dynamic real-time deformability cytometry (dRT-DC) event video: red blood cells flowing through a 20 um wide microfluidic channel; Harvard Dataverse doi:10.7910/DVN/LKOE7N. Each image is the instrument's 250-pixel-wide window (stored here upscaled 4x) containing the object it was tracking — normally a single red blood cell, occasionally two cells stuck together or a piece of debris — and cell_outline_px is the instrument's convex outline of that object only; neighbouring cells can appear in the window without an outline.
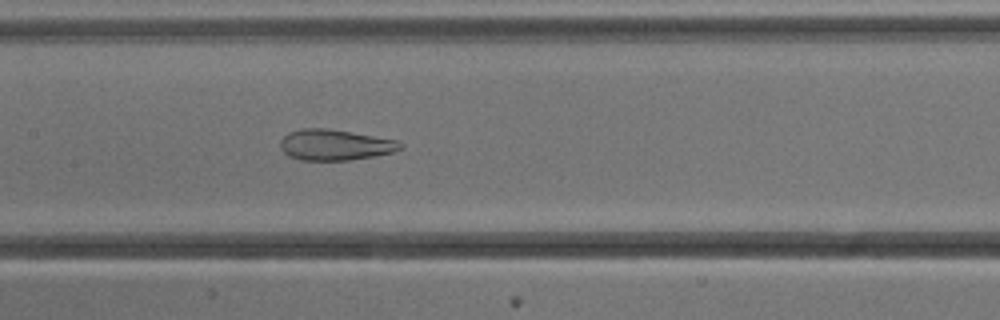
{"species": "common noctule bat (a hibernating species)", "species_latin": "Nyctalus noctula", "temperature_condition": "cold", "stored_images_in_passage": 54, "camera_frame_rate_fps": 3000, "um_per_image_px": 0.085, "animal": {"sex": "male", "body_mass_g": 13.3}, "frame": {"image": 1, "passage_image": 26, "time_ms": 8.333, "image_size_px": [1000, 320], "cell_outline_px": [[404, 148], [392, 152], [376, 156], [348, 160], [300, 160], [288, 156], [280, 148], [280, 140], [288, 132], [300, 128], [328, 128], [400, 140], [404, 144]], "centroid_in_image_um": [28.5, 12.3], "position_along_channel_um": 178.9, "area_um2": 21.91}}
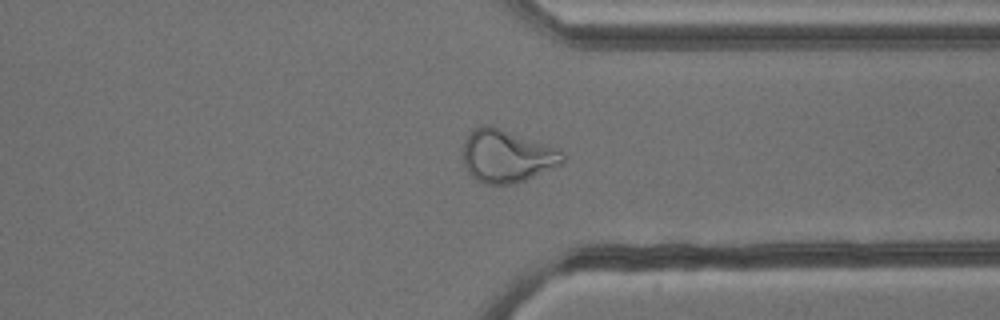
{"frame": {"image": 2, "passage_image": 41, "time_ms": 13.333, "image_size_px": [1000, 320], "cell_outline_px": [[564, 160], [560, 164], [524, 180], [512, 184], [484, 184], [476, 180], [468, 172], [464, 164], [464, 140], [480, 124], [492, 124], [556, 148], [564, 156]], "centroid_in_image_um": [43.03, 13.25], "position_along_channel_um": 368.4, "area_um2": 30.29}}
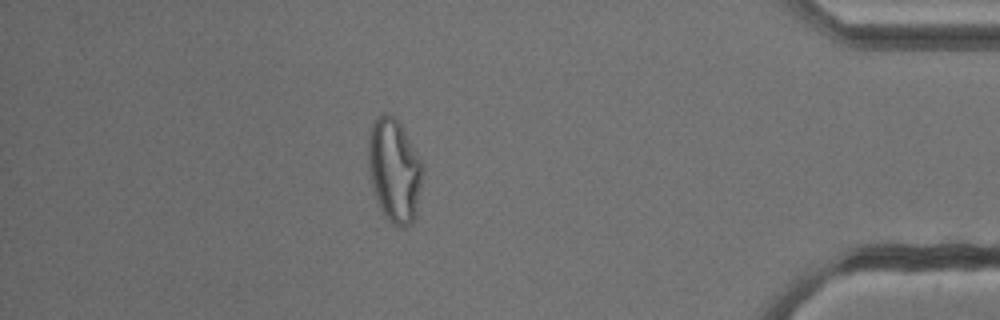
{"frame": {"image": 3, "passage_image": 47, "time_ms": 15.333, "image_size_px": [1000, 320], "cell_outline_px": [[420, 184], [416, 216], [412, 224], [400, 228], [392, 224], [384, 216], [376, 196], [372, 184], [368, 168], [368, 140], [372, 124], [376, 116], [384, 112], [392, 116], [400, 124], [420, 164]], "centroid_in_image_um": [33.46, 14.52], "position_along_channel_um": 401.7, "area_um2": 31.79}}